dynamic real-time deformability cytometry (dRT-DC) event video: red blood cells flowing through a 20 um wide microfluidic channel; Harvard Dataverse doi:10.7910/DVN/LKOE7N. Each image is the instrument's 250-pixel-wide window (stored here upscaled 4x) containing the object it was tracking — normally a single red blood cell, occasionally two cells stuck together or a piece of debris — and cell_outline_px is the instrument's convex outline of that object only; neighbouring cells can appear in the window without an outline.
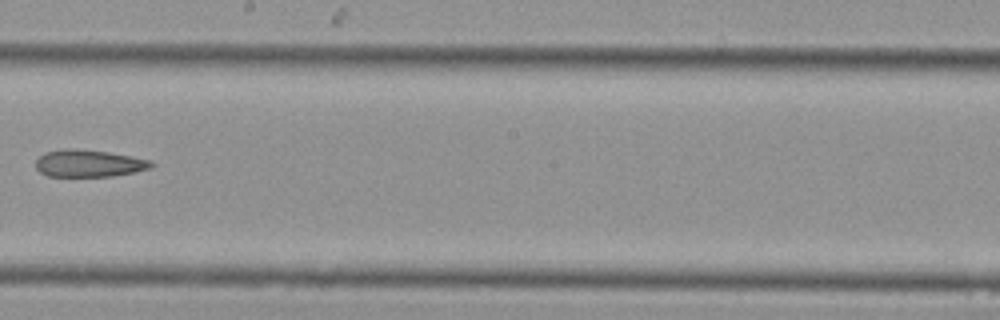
{"species": "Egyptian fruit bat (a non-hibernating species)", "species_latin": "Rousettus aegyptiacus", "temperature_condition": "cold", "stored_images_in_passage": 28, "camera_frame_rate_fps": 3000, "um_per_image_px": 0.085, "animal": {"sex": "female"}, "frame": {"image": 1, "passage_image": 16, "time_ms": 5.0, "image_size_px": [1000, 320], "cell_outline_px": [[156, 164], [152, 168], [112, 176], [48, 176], [40, 172], [36, 168], [36, 160], [44, 152], [64, 148], [76, 148], [108, 152], [132, 156], [152, 160]], "centroid_in_image_um": [7.57, 13.87], "position_along_channel_um": 240.6, "area_um2": 18.44}}